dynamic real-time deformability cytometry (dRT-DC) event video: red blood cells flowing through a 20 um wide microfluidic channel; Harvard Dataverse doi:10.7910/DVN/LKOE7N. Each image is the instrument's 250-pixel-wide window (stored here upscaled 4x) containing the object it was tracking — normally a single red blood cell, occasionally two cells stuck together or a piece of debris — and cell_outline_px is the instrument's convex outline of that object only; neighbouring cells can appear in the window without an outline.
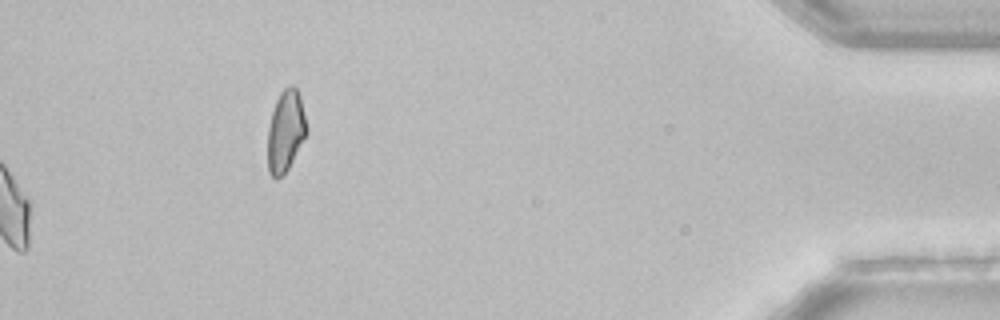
{"species": "common noctule bat (a hibernating species)", "species_latin": "Nyctalus noctula", "temperature_condition": "room temperature", "stored_images_in_passage": 38, "camera_frame_rate_fps": 3000, "um_per_image_px": 0.085, "animal": {"sex": "female", "body_mass_g": 22.7, "forearm_length_mm": 54.2}, "frame": {"image": 1, "passage_image": 38, "time_ms": 12.333, "image_size_px": [1000, 320], "cell_outline_px": [[308, 132], [288, 168], [276, 180], [268, 172], [268, 128], [272, 112], [276, 100], [280, 92], [288, 84], [292, 84], [296, 88], [300, 96], [308, 128]], "centroid_in_image_um": [24.28, 11.11], "position_along_channel_um": 410.9, "area_um2": 18.5}, "authors_computed_cell_mechanics": {"area_um2": 20.6057, "velocity_mm_per_s": 3.8663, "shape_relaxation_time_tau1_ms": 4.297, "shape_relaxation_time_tau2_ms": null, "deformation_change_tau1": 0.1006, "deformation_change_tau2": null}}